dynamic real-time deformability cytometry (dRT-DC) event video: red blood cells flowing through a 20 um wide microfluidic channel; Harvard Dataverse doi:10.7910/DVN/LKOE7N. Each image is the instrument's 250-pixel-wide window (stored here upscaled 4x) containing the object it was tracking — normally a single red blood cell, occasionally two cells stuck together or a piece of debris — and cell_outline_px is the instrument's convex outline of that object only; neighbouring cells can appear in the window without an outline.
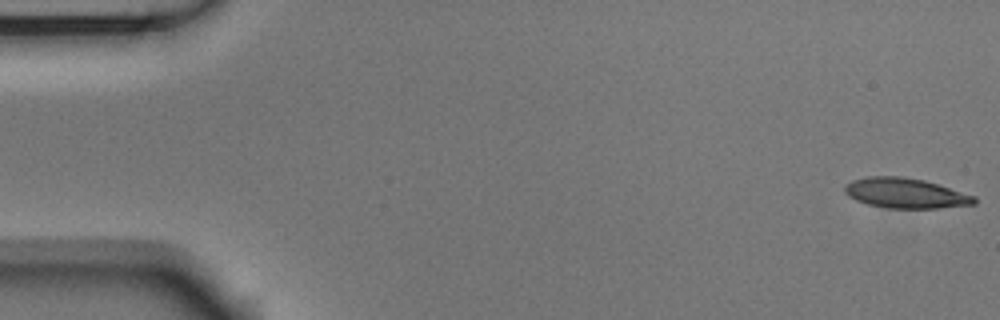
{"species": "Egyptian fruit bat (a non-hibernating species)", "species_latin": "Rousettus aegyptiacus", "temperature_condition": "room temperature", "stored_images_in_passage": 53, "camera_frame_rate_fps": 3000, "um_per_image_px": 0.085, "animal": {"sex": "male"}, "frame": {"image": 1, "passage_image": 1, "time_ms": 0.0, "image_size_px": [1000, 320], "cell_outline_px": [[976, 204], [936, 208], [888, 208], [868, 204], [856, 200], [848, 196], [844, 192], [844, 188], [852, 180], [868, 176], [900, 176], [924, 180], [976, 196]], "centroid_in_image_um": [76.96, 16.42], "position_along_channel_um": 8.0, "area_um2": 22.6}}
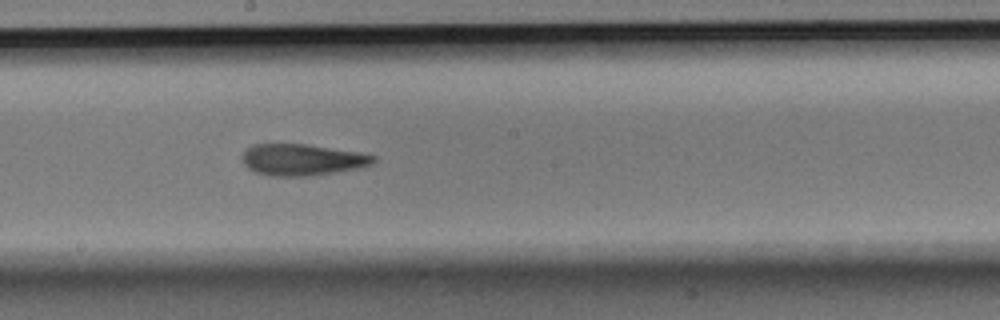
{"frame": {"image": 2, "passage_image": 29, "time_ms": 9.333, "image_size_px": [1000, 320], "cell_outline_px": [[376, 160], [372, 164], [356, 168], [308, 176], [272, 176], [256, 172], [248, 168], [244, 164], [244, 152], [252, 144], [304, 144], [360, 152], [376, 156]], "centroid_in_image_um": [25.69, 13.57], "position_along_channel_um": 222.5, "area_um2": 23.7}}
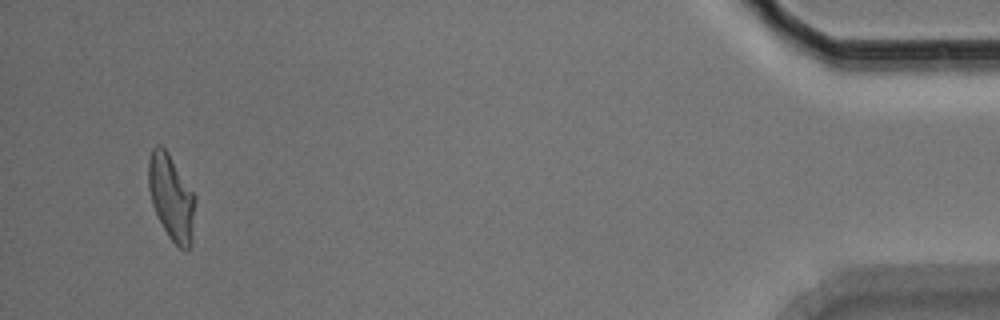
{"frame": {"image": 3, "passage_image": 51, "time_ms": 16.667, "image_size_px": [1000, 320], "cell_outline_px": [[196, 196], [192, 244], [184, 252], [168, 236], [152, 204], [148, 188], [148, 160], [152, 148], [156, 144], [160, 144], [168, 152]], "centroid_in_image_um": [14.57, 16.77], "position_along_channel_um": 420.6, "area_um2": 23.41}, "authors_computed_cell_mechanics": {"area_um2": 23.5246, "velocity_mm_per_s": 3.7544, "shape_relaxation_time_tau1_ms": 9.2746, "shape_relaxation_time_tau2_ms": 3.3384, "deformation_change_tau1": 0.2472, "deformation_change_tau2": 0.1315}}